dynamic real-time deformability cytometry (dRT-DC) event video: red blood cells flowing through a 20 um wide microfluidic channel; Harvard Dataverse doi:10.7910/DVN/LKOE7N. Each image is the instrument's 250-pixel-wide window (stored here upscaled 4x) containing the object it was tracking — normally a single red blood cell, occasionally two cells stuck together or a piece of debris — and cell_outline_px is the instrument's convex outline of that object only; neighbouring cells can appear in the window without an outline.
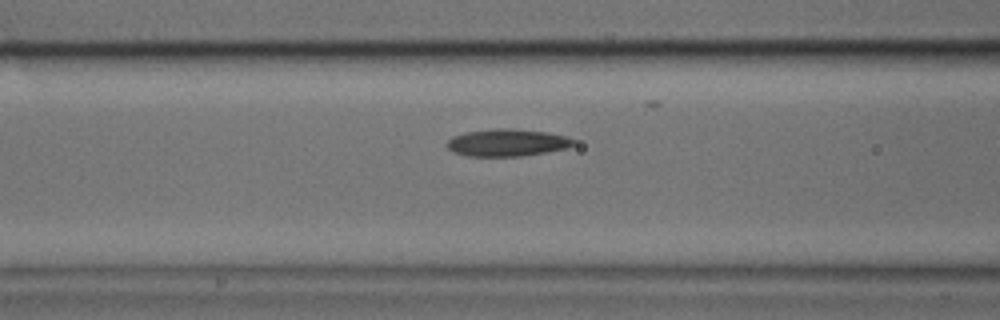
{"species": "common noctule bat (a hibernating species)", "species_latin": "Nyctalus noctula", "temperature_condition": "cold", "stored_images_in_passage": 14, "camera_frame_rate_fps": 3000, "um_per_image_px": 0.085, "animal": {"sex": "male", "body_mass_g": 17.9, "forearm_length_mm": 54.2}, "frame": {"image": 1, "passage_image": 12, "time_ms": 3.667, "image_size_px": [1000, 320], "cell_outline_px": [[576, 144], [568, 148], [548, 152], [520, 156], [468, 156], [452, 152], [448, 148], [448, 140], [452, 136], [468, 132], [496, 128], [512, 128], [548, 132], [564, 136], [576, 140]], "centroid_in_image_um": [43.15, 12.12], "position_along_channel_um": 123.5, "area_um2": 20.17}}